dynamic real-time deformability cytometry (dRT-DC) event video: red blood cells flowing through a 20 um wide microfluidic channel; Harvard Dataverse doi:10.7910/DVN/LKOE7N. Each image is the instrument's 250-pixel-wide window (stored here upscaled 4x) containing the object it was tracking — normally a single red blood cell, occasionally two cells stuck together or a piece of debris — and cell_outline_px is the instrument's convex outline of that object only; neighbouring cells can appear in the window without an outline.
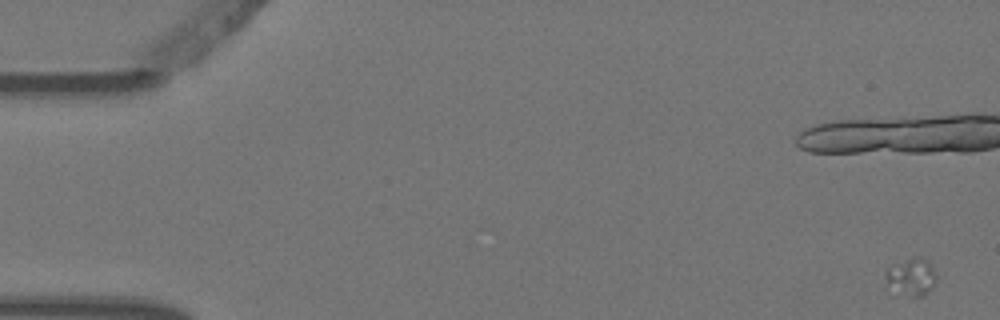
{"species": "Egyptian fruit bat (a non-hibernating species)", "species_latin": "Rousettus aegyptiacus", "temperature_condition": "warm", "stored_images_in_passage": 4, "camera_frame_rate_fps": 3000, "um_per_image_px": 0.085, "animal": {"sex": "female"}, "frame": {"image": 1, "passage_image": 1, "time_ms": 0.0, "image_size_px": [1000, 320], "cell_outline_px": [[936, 276], [932, 284], [924, 296], [888, 296], [884, 292], [884, 272], [892, 264], [916, 256], [920, 256], [932, 268]], "centroid_in_image_um": [77.25, 23.63], "position_along_channel_um": 7.8, "area_um2": 11.79}}